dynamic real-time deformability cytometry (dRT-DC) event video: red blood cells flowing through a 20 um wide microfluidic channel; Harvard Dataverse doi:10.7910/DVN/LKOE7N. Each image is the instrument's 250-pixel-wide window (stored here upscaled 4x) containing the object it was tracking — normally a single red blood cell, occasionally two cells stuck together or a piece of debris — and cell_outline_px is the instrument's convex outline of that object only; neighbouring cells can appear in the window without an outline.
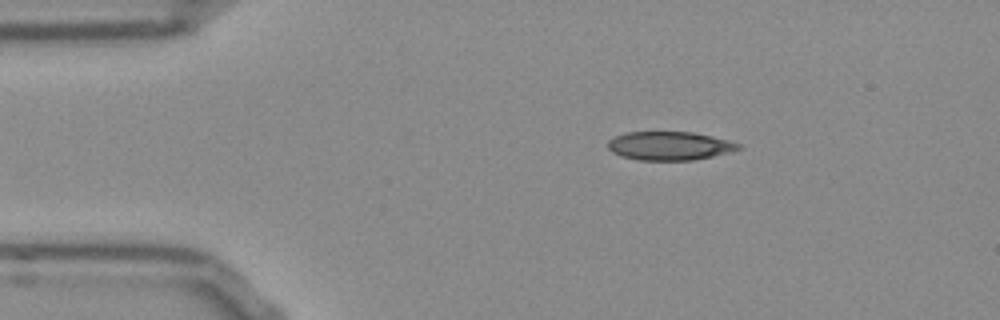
{"species": "Egyptian fruit bat (a non-hibernating species)", "species_latin": "Rousettus aegyptiacus", "temperature_condition": "room temperature", "stored_images_in_passage": 44, "camera_frame_rate_fps": 3000, "um_per_image_px": 0.085, "frame": {"image": 1, "passage_image": 1, "time_ms": 0.0, "image_size_px": [1000, 320], "cell_outline_px": [[744, 148], [712, 156], [692, 160], [636, 160], [620, 156], [612, 152], [608, 148], [608, 140], [616, 136], [628, 132], [692, 132], [712, 136], [728, 140], [740, 144]], "centroid_in_image_um": [56.9, 12.4], "position_along_channel_um": 28.1, "area_um2": 21.73}}
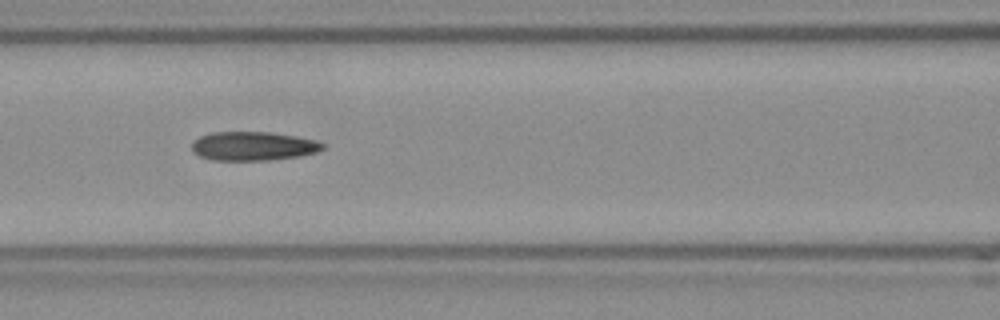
{"frame": {"image": 2, "passage_image": 14, "time_ms": 4.333, "image_size_px": [1000, 320], "cell_outline_px": [[324, 148], [316, 152], [296, 156], [268, 160], [212, 160], [200, 156], [192, 152], [192, 140], [200, 136], [212, 132], [268, 132], [296, 136], [316, 140], [324, 144]], "centroid_in_image_um": [21.47, 12.41], "position_along_channel_um": 145.1, "area_um2": 21.96}}
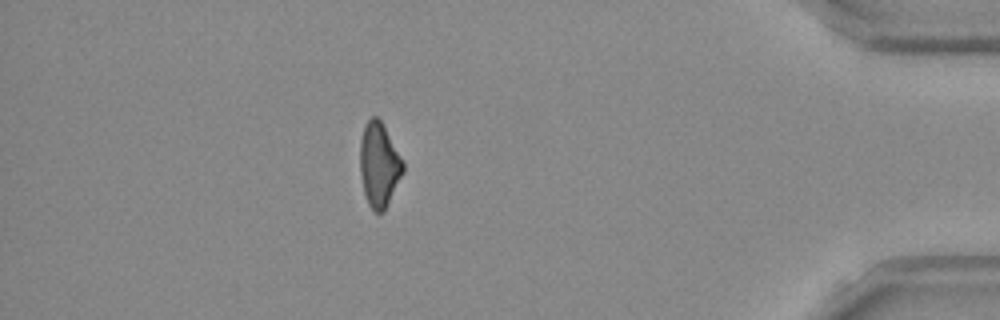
{"frame": {"image": 3, "passage_image": 38, "time_ms": 12.333, "image_size_px": [1000, 320], "cell_outline_px": [[404, 172], [384, 212], [376, 212], [368, 204], [364, 192], [360, 176], [360, 140], [364, 124], [372, 116], [376, 116], [380, 120], [404, 160]], "centroid_in_image_um": [32.23, 14.0], "position_along_channel_um": 403.0, "area_um2": 21.27}, "authors_computed_cell_mechanics": {"area_um2": 21.9351, "velocity_mm_per_s": 3.839, "shape_relaxation_time_tau1_ms": 4.5042, "shape_relaxation_time_tau2_ms": 3.4721, "deformation_change_tau1": 0.1556, "deformation_change_tau2": 0.1343}}